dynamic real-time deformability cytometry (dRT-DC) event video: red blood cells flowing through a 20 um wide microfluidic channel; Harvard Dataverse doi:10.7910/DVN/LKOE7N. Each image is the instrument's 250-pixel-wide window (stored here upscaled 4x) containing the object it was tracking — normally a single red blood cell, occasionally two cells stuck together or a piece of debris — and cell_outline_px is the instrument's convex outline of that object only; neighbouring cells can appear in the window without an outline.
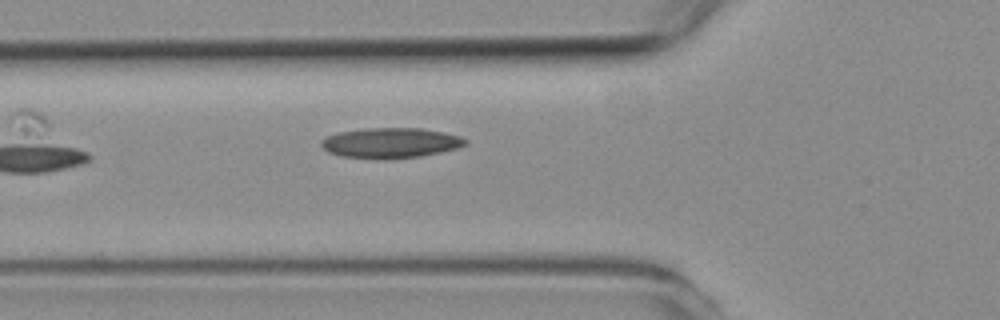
{"species": "common noctule bat (a hibernating species)", "species_latin": "Nyctalus noctula", "temperature_condition": "room temperature", "stored_images_in_passage": 6, "camera_frame_rate_fps": 3000, "um_per_image_px": 0.085, "animal": {"sex": "female", "body_mass_g": 19.3, "forearm_length_mm": 54.1}, "frame": {"image": 1, "passage_image": 6, "time_ms": 6.333, "image_size_px": [1000, 320], "cell_outline_px": [[468, 144], [456, 148], [440, 152], [420, 156], [340, 156], [328, 152], [320, 144], [320, 140], [336, 132], [364, 128], [420, 128], [444, 132], [460, 136], [468, 140]], "centroid_in_image_um": [33.21, 12.09], "position_along_channel_um": 92.6, "area_um2": 24.51}}